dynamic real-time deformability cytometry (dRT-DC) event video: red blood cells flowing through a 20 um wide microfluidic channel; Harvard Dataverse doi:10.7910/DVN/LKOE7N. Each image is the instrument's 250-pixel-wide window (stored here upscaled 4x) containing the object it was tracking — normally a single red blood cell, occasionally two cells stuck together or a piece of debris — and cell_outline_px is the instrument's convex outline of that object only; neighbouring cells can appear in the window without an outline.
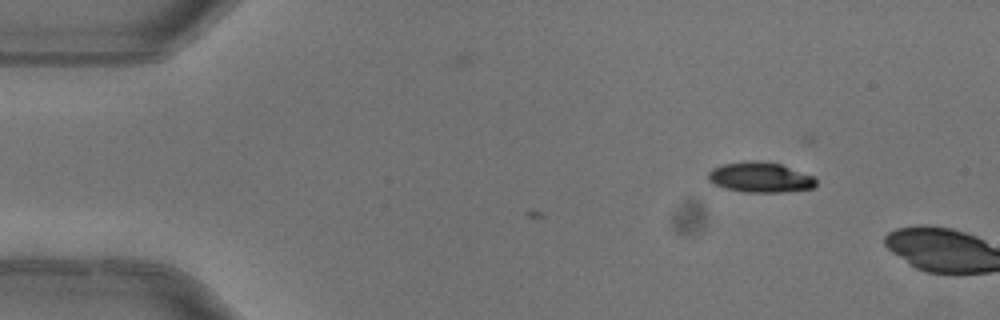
{"species": "common noctule bat (a hibernating species)", "species_latin": "Nyctalus noctula", "temperature_condition": "warm", "stored_images_in_passage": 2, "camera_frame_rate_fps": 3000, "um_per_image_px": 0.085, "animal": {"sex": "female"}, "frame": {"image": 1, "passage_image": 1, "time_ms": 0.0, "image_size_px": [1000, 320], "cell_outline_px": [[816, 184], [812, 188], [784, 192], [744, 192], [724, 188], [712, 184], [708, 180], [708, 172], [712, 168], [720, 164], [744, 160], [760, 160], [780, 164], [812, 176], [816, 180]], "centroid_in_image_um": [64.54, 15.06], "position_along_channel_um": 20.5, "area_um2": 19.19}}